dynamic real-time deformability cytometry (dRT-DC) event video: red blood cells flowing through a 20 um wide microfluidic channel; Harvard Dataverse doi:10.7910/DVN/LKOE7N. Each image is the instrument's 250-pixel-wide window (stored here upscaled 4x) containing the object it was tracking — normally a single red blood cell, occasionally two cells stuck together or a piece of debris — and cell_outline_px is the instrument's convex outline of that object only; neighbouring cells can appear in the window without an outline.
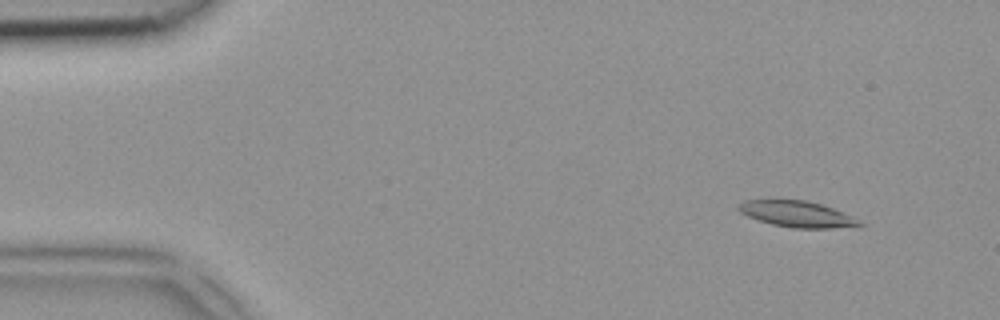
{"species": "common noctule bat (a hibernating species)", "species_latin": "Nyctalus noctula", "temperature_condition": "room temperature", "stored_images_in_passage": 11, "camera_frame_rate_fps": 3000, "um_per_image_px": 0.085, "animal": {"sex": "female", "body_mass_g": 18.4}, "frame": {"image": 1, "passage_image": 5, "time_ms": 1.333, "image_size_px": [1000, 320], "cell_outline_px": [[864, 224], [832, 228], [792, 228], [772, 224], [748, 216], [740, 212], [736, 208], [736, 204], [744, 200], [804, 200], [820, 204], [832, 208], [852, 216]], "centroid_in_image_um": [67.68, 18.19], "position_along_channel_um": 17.3, "area_um2": 18.09}}